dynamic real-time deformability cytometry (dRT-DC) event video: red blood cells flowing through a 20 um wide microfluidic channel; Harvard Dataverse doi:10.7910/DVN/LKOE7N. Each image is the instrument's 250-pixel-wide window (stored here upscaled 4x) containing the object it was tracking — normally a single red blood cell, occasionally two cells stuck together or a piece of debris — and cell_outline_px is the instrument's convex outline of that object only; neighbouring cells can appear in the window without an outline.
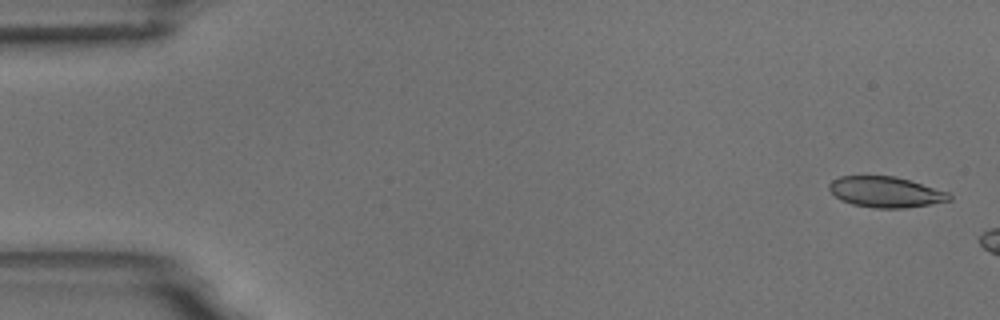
{"species": "common noctule bat (a hibernating species)", "species_latin": "Nyctalus noctula", "temperature_condition": "room temperature", "stored_images_in_passage": 3, "camera_frame_rate_fps": 3000, "um_per_image_px": 0.085, "animal": {"sex": "male", "body_mass_g": 18.8}, "frame": {"image": 1, "passage_image": 1, "time_ms": 0.0, "image_size_px": [1000, 320], "cell_outline_px": [[952, 200], [904, 208], [872, 208], [852, 204], [840, 200], [828, 188], [828, 184], [832, 180], [840, 176], [896, 176], [948, 192], [952, 196]], "centroid_in_image_um": [75.26, 16.32], "position_along_channel_um": 9.7, "area_um2": 21.44}}